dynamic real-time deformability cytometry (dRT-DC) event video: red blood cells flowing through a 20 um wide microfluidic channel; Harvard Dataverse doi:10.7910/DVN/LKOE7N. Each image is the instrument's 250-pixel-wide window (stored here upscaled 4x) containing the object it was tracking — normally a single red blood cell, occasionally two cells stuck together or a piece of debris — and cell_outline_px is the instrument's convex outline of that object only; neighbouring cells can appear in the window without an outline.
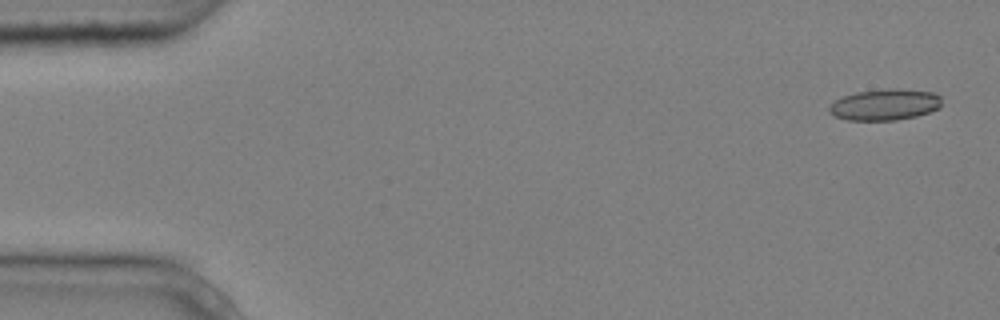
{"species": "common noctule bat (a hibernating species)", "species_latin": "Nyctalus noctula", "temperature_condition": "cold", "stored_images_in_passage": 5, "camera_frame_rate_fps": 3000, "um_per_image_px": 0.085, "animal": {"sex": "male", "body_mass_g": 20.4}, "frame": {"image": 1, "passage_image": 1, "time_ms": 0.0, "image_size_px": [1000, 320], "cell_outline_px": [[940, 108], [916, 116], [896, 120], [848, 120], [836, 116], [828, 112], [828, 108], [836, 100], [844, 96], [856, 92], [888, 88], [900, 88], [932, 92], [940, 96]], "centroid_in_image_um": [75.22, 8.89], "position_along_channel_um": 9.8, "area_um2": 20.4}}